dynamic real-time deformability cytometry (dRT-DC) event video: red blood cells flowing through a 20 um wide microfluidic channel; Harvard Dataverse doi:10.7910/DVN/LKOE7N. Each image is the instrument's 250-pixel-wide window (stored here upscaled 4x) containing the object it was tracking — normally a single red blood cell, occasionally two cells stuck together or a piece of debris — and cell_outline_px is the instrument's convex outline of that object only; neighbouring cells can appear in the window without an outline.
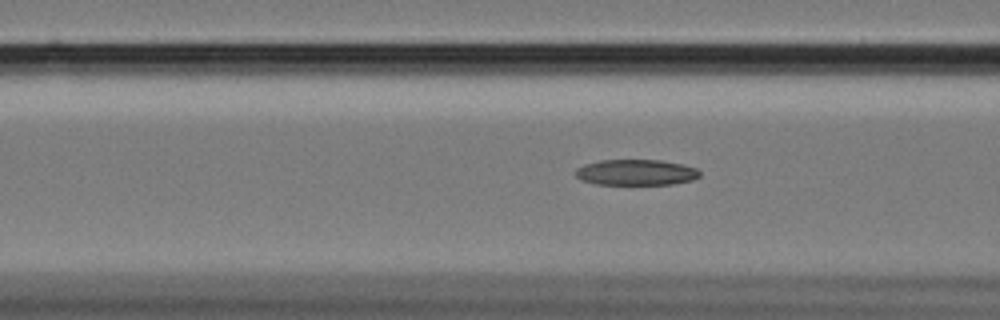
{"species": "Egyptian fruit bat (a non-hibernating species)", "species_latin": "Rousettus aegyptiacus", "temperature_condition": "cold", "stored_images_in_passage": 45, "camera_frame_rate_fps": 3000, "um_per_image_px": 0.085, "animal": {"sex": "female"}, "frame": {"image": 1, "passage_image": 9, "time_ms": 2.667, "image_size_px": [1000, 320], "cell_outline_px": [[700, 176], [692, 180], [676, 184], [596, 184], [580, 180], [576, 176], [576, 168], [584, 164], [600, 160], [660, 160], [684, 164], [696, 168], [700, 172]], "centroid_in_image_um": [54.07, 14.65], "position_along_channel_um": 112.5, "area_um2": 18.79}}
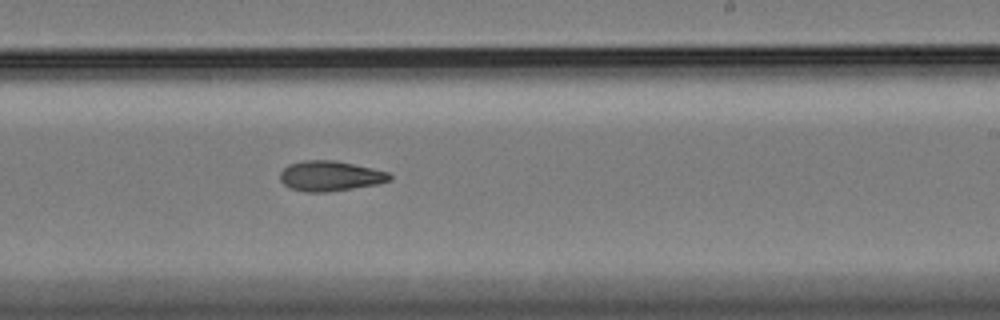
{"frame": {"image": 2, "passage_image": 22, "time_ms": 7.0, "image_size_px": [1000, 320], "cell_outline_px": [[392, 180], [376, 184], [352, 188], [324, 192], [304, 192], [292, 188], [284, 184], [280, 180], [280, 172], [288, 164], [304, 160], [336, 160], [372, 168], [388, 172], [392, 176]], "centroid_in_image_um": [28.05, 14.95], "position_along_channel_um": 260.9, "area_um2": 19.19}}
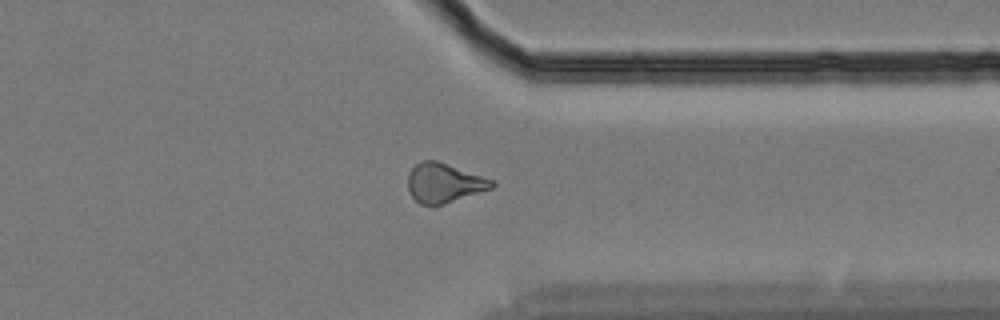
{"frame": {"image": 3, "passage_image": 32, "time_ms": 10.333, "image_size_px": [1000, 320], "cell_outline_px": [[496, 184], [492, 188], [444, 204], [420, 204], [408, 192], [408, 172], [420, 160], [436, 160], [448, 164], [492, 180]], "centroid_in_image_um": [37.71, 15.54], "position_along_channel_um": 373.7, "area_um2": 19.02}, "authors_computed_cell_mechanics": {"area_um2": 19.0162, "velocity_mm_per_s": 3.4243, "shape_relaxation_time_tau1_ms": null, "shape_relaxation_time_tau2_ms": 10.2131, "deformation_change_tau1": null, "deformation_change_tau2": 0.1938}}